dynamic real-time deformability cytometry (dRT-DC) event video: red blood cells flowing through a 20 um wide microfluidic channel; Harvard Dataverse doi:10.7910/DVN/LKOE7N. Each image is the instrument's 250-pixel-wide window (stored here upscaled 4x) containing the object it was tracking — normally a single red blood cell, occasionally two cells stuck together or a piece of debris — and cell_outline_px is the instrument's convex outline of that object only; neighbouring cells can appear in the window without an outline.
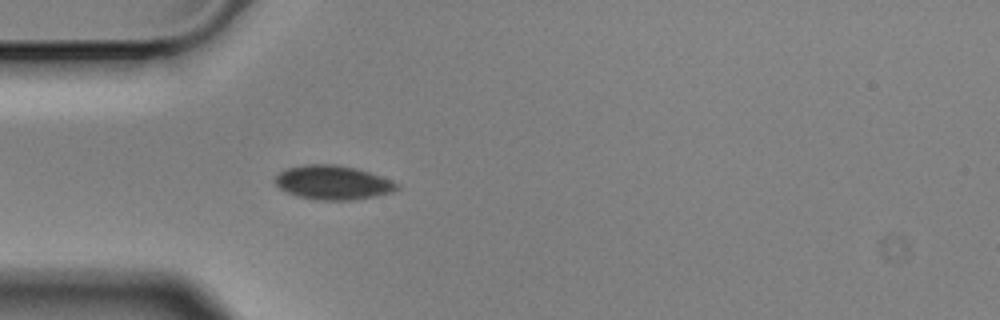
{"species": "Egyptian fruit bat (a non-hibernating species)", "species_latin": "Rousettus aegyptiacus", "temperature_condition": "cold", "stored_images_in_passage": 14, "camera_frame_rate_fps": 3000, "um_per_image_px": 0.085, "animal": {"sex": "male"}, "frame": {"image": 1, "passage_image": 1, "time_ms": 0.0, "image_size_px": [1000, 320], "cell_outline_px": [[400, 188], [388, 192], [372, 196], [352, 200], [320, 200], [300, 196], [288, 192], [280, 188], [276, 184], [276, 176], [280, 172], [288, 168], [304, 164], [336, 164], [356, 168], [380, 176], [400, 184]], "centroid_in_image_um": [28.29, 15.5], "position_along_channel_um": 56.7, "area_um2": 23.76}}
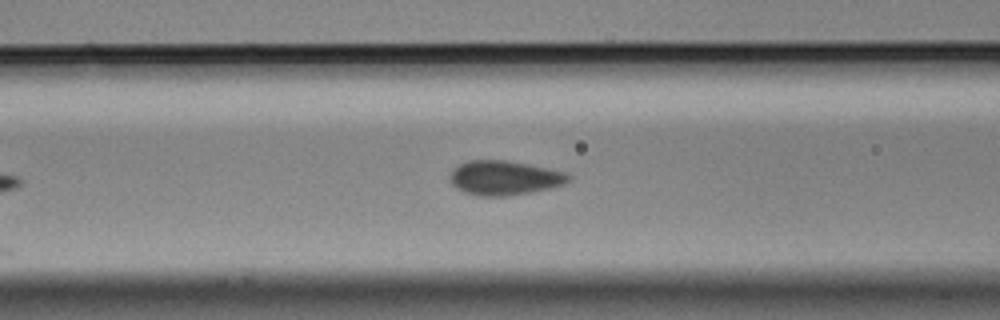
{"frame": {"image": 2, "passage_image": 7, "time_ms": 2.0, "image_size_px": [1000, 320], "cell_outline_px": [[572, 180], [564, 184], [532, 192], [508, 196], [476, 196], [464, 192], [456, 188], [452, 184], [452, 168], [468, 160], [508, 160], [548, 168], [564, 172], [572, 176]], "centroid_in_image_um": [42.89, 15.12], "position_along_channel_um": 123.7, "area_um2": 23.81}}
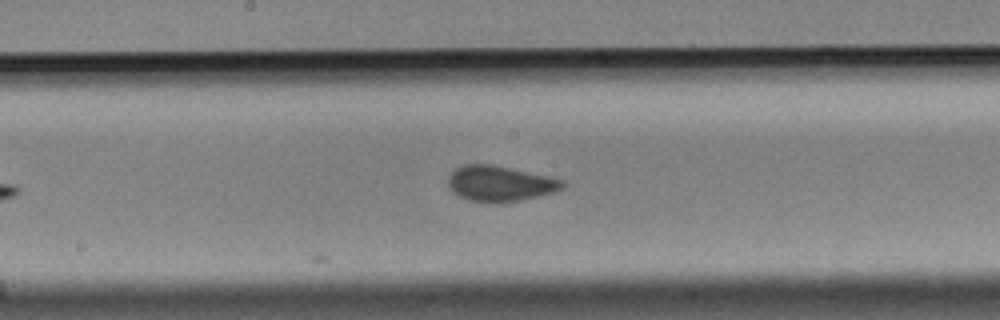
{"frame": {"image": 3, "passage_image": 14, "time_ms": 4.333, "image_size_px": [1000, 320], "cell_outline_px": [[564, 188], [556, 192], [520, 200], [468, 200], [452, 192], [448, 184], [448, 176], [456, 168], [464, 164], [492, 164], [548, 176], [564, 180]], "centroid_in_image_um": [42.51, 15.56], "position_along_channel_um": 205.7, "area_um2": 23.12}}